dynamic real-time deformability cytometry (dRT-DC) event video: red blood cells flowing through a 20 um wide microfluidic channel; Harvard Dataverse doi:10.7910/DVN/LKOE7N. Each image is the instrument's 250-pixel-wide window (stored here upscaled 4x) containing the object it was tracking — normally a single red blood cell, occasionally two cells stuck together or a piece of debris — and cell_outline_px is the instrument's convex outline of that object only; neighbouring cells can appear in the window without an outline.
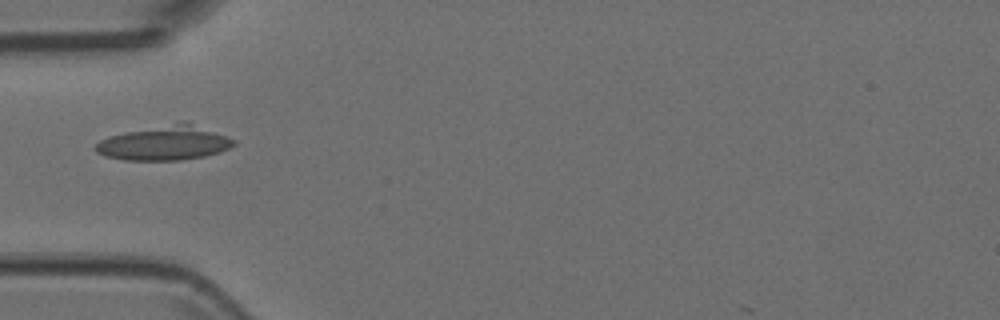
{"species": "Egyptian fruit bat (a non-hibernating species)", "species_latin": "Rousettus aegyptiacus", "temperature_condition": "room temperature", "stored_images_in_passage": 2, "camera_frame_rate_fps": 3000, "um_per_image_px": 0.085, "animal": {"sex": "female"}, "frame": {"image": 1, "passage_image": 1, "time_ms": 0.0, "image_size_px": [1000, 320], "cell_outline_px": [[236, 144], [220, 152], [204, 156], [180, 160], [124, 160], [104, 156], [96, 152], [92, 148], [100, 140], [108, 136], [124, 132], [188, 120], [236, 140]], "centroid_in_image_um": [13.99, 12.15], "position_along_channel_um": 71.0, "area_um2": 27.98}}
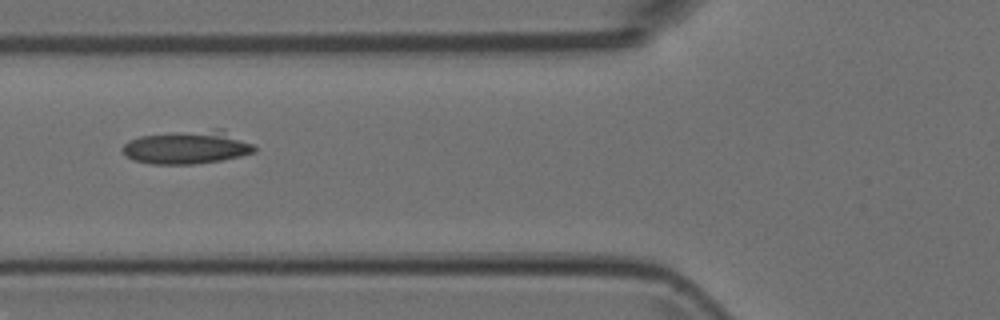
{"frame": {"image": 2, "passage_image": 2, "time_ms": 0.333, "image_size_px": [1000, 320], "cell_outline_px": [[256, 152], [240, 156], [220, 160], [192, 164], [152, 164], [132, 160], [120, 148], [128, 140], [140, 136], [216, 128], [224, 128], [252, 144], [256, 148]], "centroid_in_image_um": [15.93, 12.51], "position_along_channel_um": 109.9, "area_um2": 25.66}}